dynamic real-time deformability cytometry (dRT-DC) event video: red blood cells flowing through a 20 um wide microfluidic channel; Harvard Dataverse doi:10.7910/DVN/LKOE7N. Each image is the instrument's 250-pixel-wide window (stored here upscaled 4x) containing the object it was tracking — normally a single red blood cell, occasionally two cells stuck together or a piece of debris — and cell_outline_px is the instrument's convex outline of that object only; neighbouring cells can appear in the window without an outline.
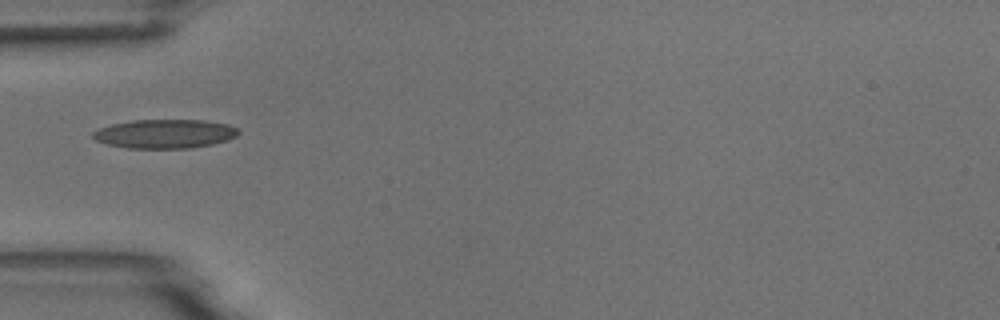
{"species": "common noctule bat (a hibernating species)", "species_latin": "Nyctalus noctula", "temperature_condition": "room temperature", "stored_images_in_passage": 1, "camera_frame_rate_fps": 3000, "um_per_image_px": 0.085, "animal": {"sex": "male", "body_mass_g": 18.8}, "frame": {"image": 1, "passage_image": 1, "time_ms": 0.0, "image_size_px": [1000, 320], "cell_outline_px": [[240, 132], [236, 136], [228, 140], [212, 144], [192, 148], [128, 148], [108, 144], [96, 140], [92, 136], [92, 132], [100, 128], [112, 124], [132, 120], [204, 120], [228, 124], [236, 128]], "centroid_in_image_um": [14.03, 11.37], "position_along_channel_um": 71.0, "area_um2": 24.51}}